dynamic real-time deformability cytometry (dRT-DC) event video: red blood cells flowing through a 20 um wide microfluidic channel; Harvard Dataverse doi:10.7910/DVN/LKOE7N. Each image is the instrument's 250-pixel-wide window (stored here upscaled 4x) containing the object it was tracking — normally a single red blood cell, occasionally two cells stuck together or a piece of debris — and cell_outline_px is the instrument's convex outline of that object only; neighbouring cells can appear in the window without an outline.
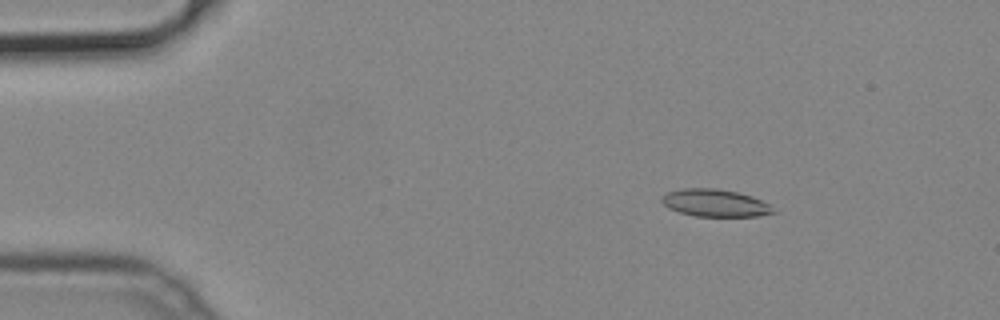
{"species": "common noctule bat (a hibernating species)", "species_latin": "Nyctalus noctula", "temperature_condition": "cold", "stored_images_in_passage": 51, "camera_frame_rate_fps": 3000, "um_per_image_px": 0.085, "animal": {"sex": "male", "body_mass_g": 19.2, "forearm_length_mm": 51.8}, "frame": {"image": 1, "passage_image": 8, "time_ms": 2.333, "image_size_px": [1000, 320], "cell_outline_px": [[776, 212], [760, 216], [696, 216], [680, 212], [668, 208], [660, 200], [660, 196], [668, 192], [684, 188], [716, 188], [736, 192], [752, 196], [768, 204]], "centroid_in_image_um": [60.75, 17.25], "position_along_channel_um": 24.3, "area_um2": 17.69}}
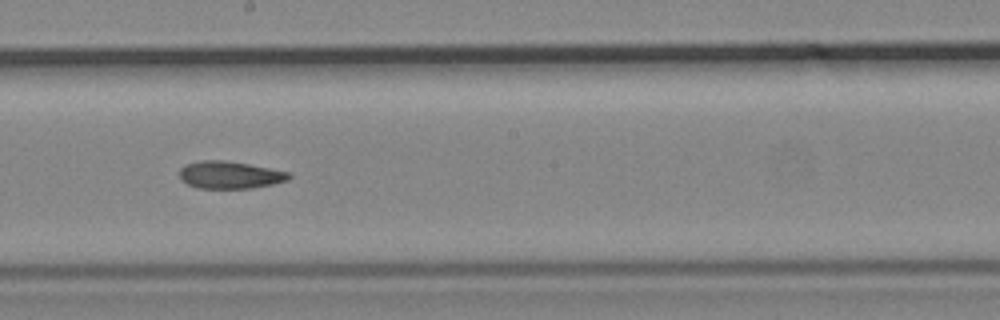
{"frame": {"image": 2, "passage_image": 29, "time_ms": 9.333, "image_size_px": [1000, 320], "cell_outline_px": [[292, 176], [288, 180], [272, 184], [252, 188], [200, 188], [188, 184], [180, 180], [180, 168], [184, 164], [200, 160], [224, 160], [248, 164], [292, 172]], "centroid_in_image_um": [19.55, 14.86], "position_along_channel_um": 228.7, "area_um2": 17.57}}
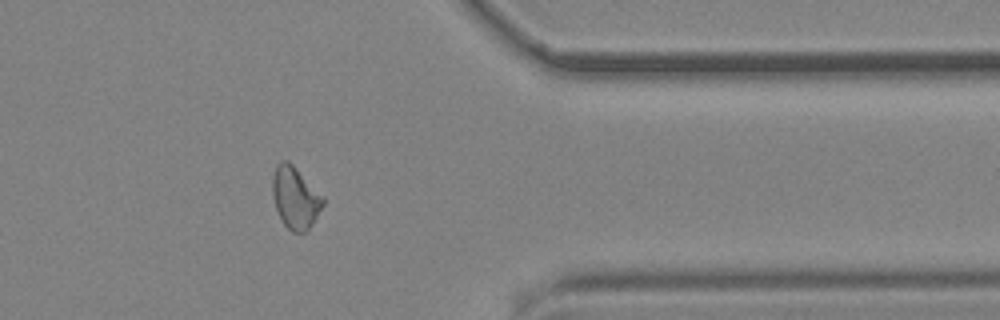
{"frame": {"image": 3, "passage_image": 42, "time_ms": 13.667, "image_size_px": [1000, 320], "cell_outline_px": [[324, 204], [312, 224], [304, 232], [292, 232], [284, 224], [276, 208], [272, 196], [272, 176], [276, 164], [280, 160], [288, 160], [324, 196]], "centroid_in_image_um": [25.09, 16.77], "position_along_channel_um": 386.3, "area_um2": 18.21}}